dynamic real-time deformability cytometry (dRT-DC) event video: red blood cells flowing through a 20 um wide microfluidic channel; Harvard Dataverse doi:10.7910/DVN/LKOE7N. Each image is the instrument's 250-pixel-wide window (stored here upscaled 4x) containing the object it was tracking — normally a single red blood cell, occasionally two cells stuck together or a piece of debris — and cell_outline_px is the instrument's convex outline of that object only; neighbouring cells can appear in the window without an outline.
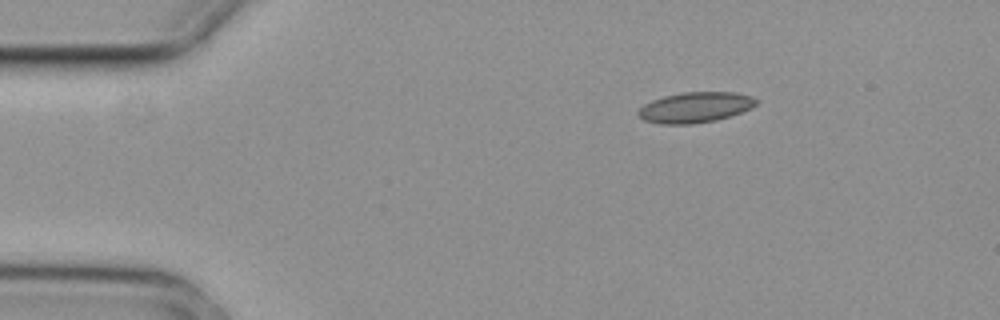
{"species": "common noctule bat (a hibernating species)", "species_latin": "Nyctalus noctula", "temperature_condition": "cold", "stored_images_in_passage": 3, "camera_frame_rate_fps": 3000, "um_per_image_px": 0.085, "animal": {"sex": "female", "body_mass_g": 29.2, "forearm_length_mm": 56.3}, "frame": {"image": 1, "passage_image": 1, "time_ms": 0.0, "image_size_px": [1000, 320], "cell_outline_px": [[760, 100], [752, 108], [716, 120], [692, 124], [660, 124], [644, 120], [636, 116], [636, 112], [644, 104], [652, 100], [664, 96], [684, 92], [736, 92], [752, 96]], "centroid_in_image_um": [59.08, 9.12], "position_along_channel_um": 25.9, "area_um2": 21.1}}